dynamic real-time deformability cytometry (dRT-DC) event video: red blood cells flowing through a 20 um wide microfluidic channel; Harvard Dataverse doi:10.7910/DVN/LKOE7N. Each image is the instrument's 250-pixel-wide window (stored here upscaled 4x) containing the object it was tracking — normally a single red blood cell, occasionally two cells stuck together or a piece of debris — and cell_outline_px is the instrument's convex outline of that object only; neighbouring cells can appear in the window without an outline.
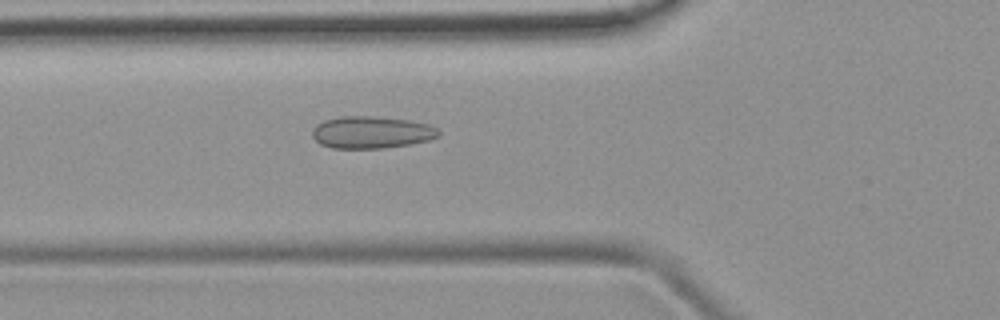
{"species": "common noctule bat (a hibernating species)", "species_latin": "Nyctalus noctula", "temperature_condition": "room temperature", "stored_images_in_passage": 48, "camera_frame_rate_fps": 3000, "um_per_image_px": 0.085, "animal": {"sex": "female", "body_mass_g": 19.9}, "frame": {"image": 1, "passage_image": 17, "time_ms": 5.333, "image_size_px": [1000, 320], "cell_outline_px": [[440, 136], [432, 140], [384, 148], [332, 148], [320, 144], [312, 136], [312, 132], [316, 124], [324, 120], [340, 116], [372, 116], [408, 120], [428, 124], [436, 128], [440, 132]], "centroid_in_image_um": [31.58, 11.25], "position_along_channel_um": 94.2, "area_um2": 23.7}}
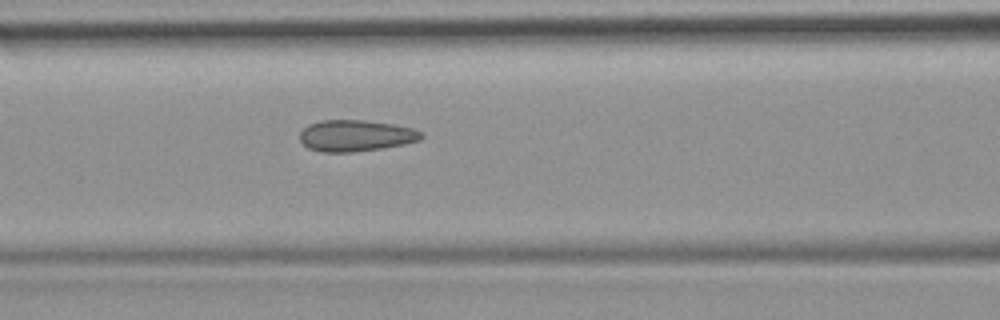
{"frame": {"image": 2, "passage_image": 20, "time_ms": 6.333, "image_size_px": [1000, 320], "cell_outline_px": [[424, 136], [420, 140], [404, 144], [384, 148], [352, 152], [324, 152], [308, 148], [300, 140], [300, 132], [308, 124], [320, 120], [364, 120], [392, 124], [412, 128], [420, 132]], "centroid_in_image_um": [30.23, 11.53], "position_along_channel_um": 136.4, "area_um2": 22.2}}
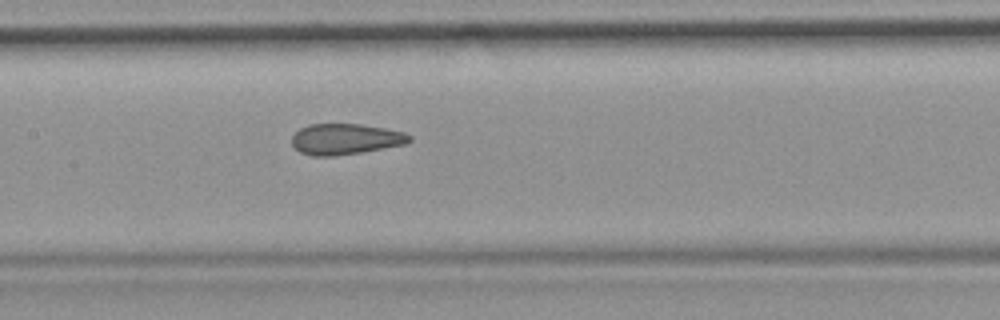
{"frame": {"image": 3, "passage_image": 23, "time_ms": 7.333, "image_size_px": [1000, 320], "cell_outline_px": [[412, 140], [404, 144], [384, 148], [336, 156], [312, 156], [300, 152], [292, 144], [292, 136], [300, 128], [308, 124], [360, 124], [384, 128], [404, 132], [412, 136]], "centroid_in_image_um": [29.35, 11.82], "position_along_channel_um": 178.0, "area_um2": 21.1}}